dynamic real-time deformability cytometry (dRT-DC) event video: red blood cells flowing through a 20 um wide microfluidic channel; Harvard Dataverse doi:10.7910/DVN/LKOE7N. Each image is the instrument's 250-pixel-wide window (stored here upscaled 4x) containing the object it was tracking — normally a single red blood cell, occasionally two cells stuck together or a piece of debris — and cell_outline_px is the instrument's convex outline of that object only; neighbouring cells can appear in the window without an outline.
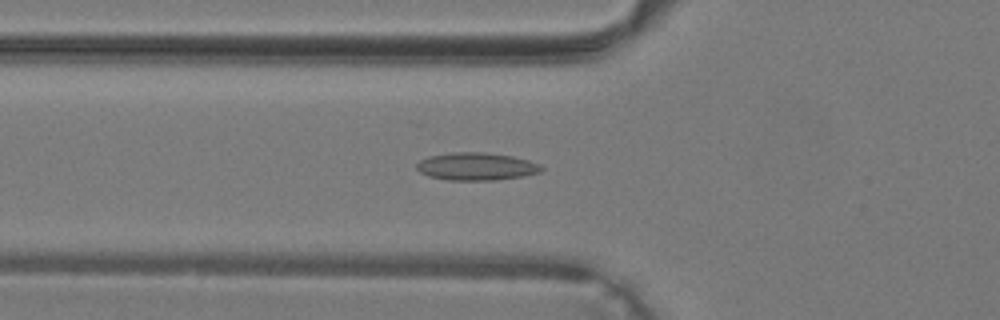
{"species": "common noctule bat (a hibernating species)", "species_latin": "Nyctalus noctula", "temperature_condition": "warm", "stored_images_in_passage": 30, "camera_frame_rate_fps": 3000, "um_per_image_px": 0.085, "animal": {"sex": "male", "body_mass_g": 19.2, "forearm_length_mm": 51.8}, "frame": {"image": 1, "passage_image": 4, "time_ms": 1.0, "image_size_px": [1000, 320], "cell_outline_px": [[544, 168], [540, 172], [524, 176], [496, 180], [448, 180], [428, 176], [420, 172], [416, 168], [416, 164], [420, 160], [428, 156], [452, 152], [484, 152], [512, 156], [528, 160], [540, 164]], "centroid_in_image_um": [40.48, 14.15], "position_along_channel_um": 85.3, "area_um2": 20.23}}
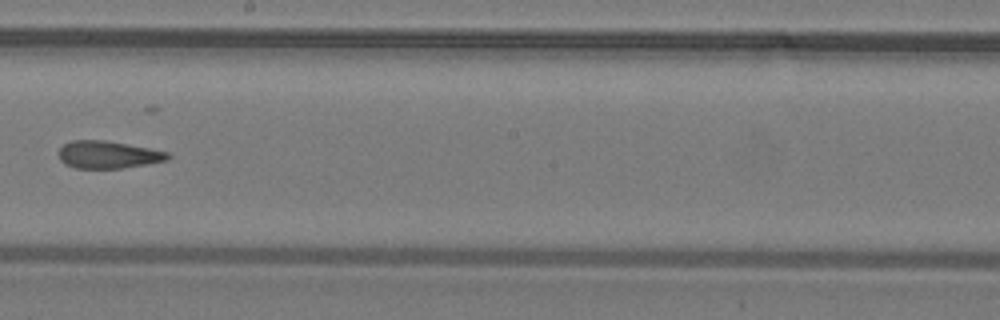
{"frame": {"image": 2, "passage_image": 13, "time_ms": 4.0, "image_size_px": [1000, 320], "cell_outline_px": [[172, 156], [168, 160], [120, 168], [76, 168], [64, 164], [60, 160], [60, 148], [64, 144], [72, 140], [104, 140], [148, 148], [168, 152]], "centroid_in_image_um": [9.18, 13.14], "position_along_channel_um": 239.0, "area_um2": 17.22}}
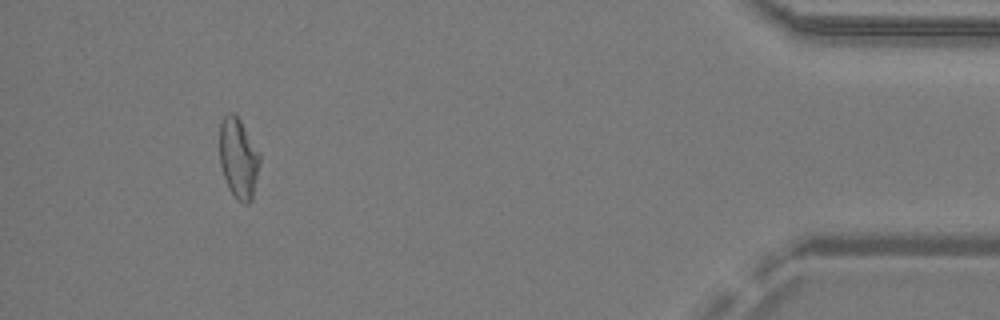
{"frame": {"image": 3, "passage_image": 27, "time_ms": 8.667, "image_size_px": [1000, 320], "cell_outline_px": [[260, 160], [252, 200], [248, 204], [244, 204], [236, 200], [228, 188], [220, 164], [220, 124], [224, 116], [228, 112], [236, 112], [260, 152]], "centroid_in_image_um": [20.27, 13.43], "position_along_channel_um": 414.9, "area_um2": 19.07}}